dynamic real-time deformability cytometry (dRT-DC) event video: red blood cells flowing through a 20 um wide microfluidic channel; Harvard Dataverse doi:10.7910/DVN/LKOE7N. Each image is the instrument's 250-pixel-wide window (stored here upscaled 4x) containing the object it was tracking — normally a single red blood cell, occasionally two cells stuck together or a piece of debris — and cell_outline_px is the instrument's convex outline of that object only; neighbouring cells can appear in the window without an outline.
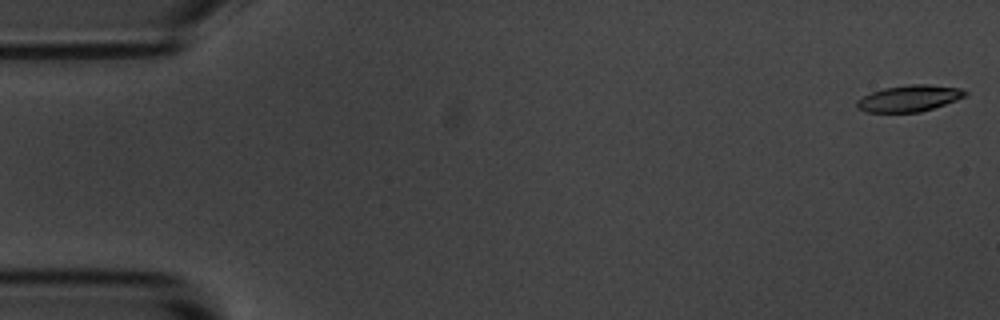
{"species": "common noctule bat (a hibernating species)", "species_latin": "Nyctalus noctula", "temperature_condition": "room temperature", "stored_images_in_passage": 4, "camera_frame_rate_fps": 3000, "um_per_image_px": 0.085, "animal": {"sex": "male", "body_mass_g": 20.1, "forearm_length_mm": 53.5}, "frame": {"image": 1, "passage_image": 1, "time_ms": 0.0, "image_size_px": [1000, 320], "cell_outline_px": [[968, 96], [920, 112], [868, 112], [856, 108], [856, 100], [872, 92], [884, 88], [908, 84], [928, 84], [960, 88], [968, 92]], "centroid_in_image_um": [77.29, 8.35], "position_along_channel_um": 7.7, "area_um2": 16.65}}
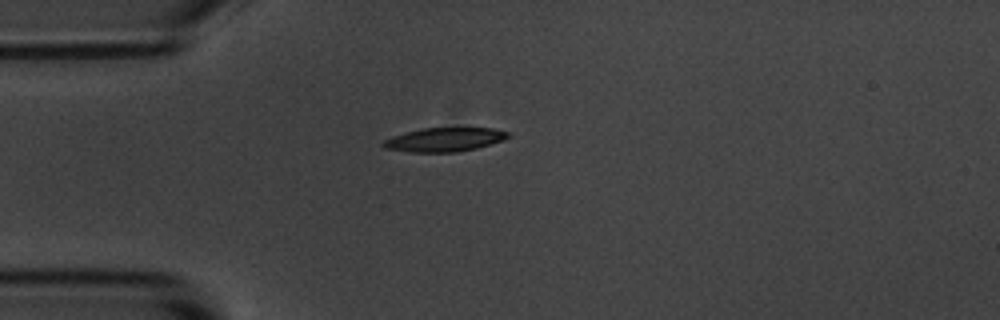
{"frame": {"image": 2, "passage_image": 4, "time_ms": 4.333, "image_size_px": [1000, 320], "cell_outline_px": [[508, 136], [504, 140], [476, 148], [456, 152], [412, 152], [384, 148], [380, 144], [380, 140], [392, 136], [424, 128], [492, 128], [508, 132]], "centroid_in_image_um": [37.72, 11.87], "position_along_channel_um": 47.3, "area_um2": 17.28}}